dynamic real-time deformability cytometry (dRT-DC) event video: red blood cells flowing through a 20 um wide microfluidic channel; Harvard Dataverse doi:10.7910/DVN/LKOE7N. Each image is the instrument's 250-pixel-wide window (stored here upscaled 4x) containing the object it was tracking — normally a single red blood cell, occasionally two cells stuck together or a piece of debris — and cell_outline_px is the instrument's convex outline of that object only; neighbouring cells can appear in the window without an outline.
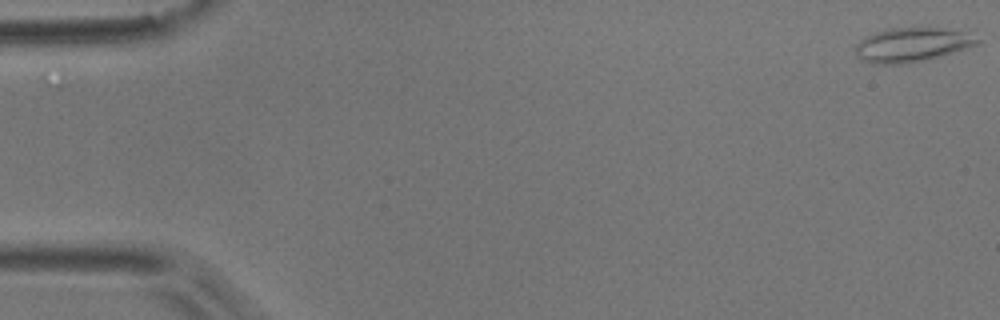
{"species": "common noctule bat (a hibernating species)", "species_latin": "Nyctalus noctula", "temperature_condition": "room temperature", "stored_images_in_passage": 53, "camera_frame_rate_fps": 3000, "um_per_image_px": 0.085, "animal": {"sex": "male", "body_mass_g": 17.9}, "frame": {"image": 1, "passage_image": 1, "time_ms": 0.0, "image_size_px": [1000, 320], "cell_outline_px": [[980, 44], [968, 48], [924, 60], [900, 64], [872, 64], [860, 60], [856, 56], [856, 44], [864, 36], [888, 28], [944, 28], [960, 32], [980, 40]], "centroid_in_image_um": [77.43, 3.82], "position_along_channel_um": 7.6, "area_um2": 24.04}}
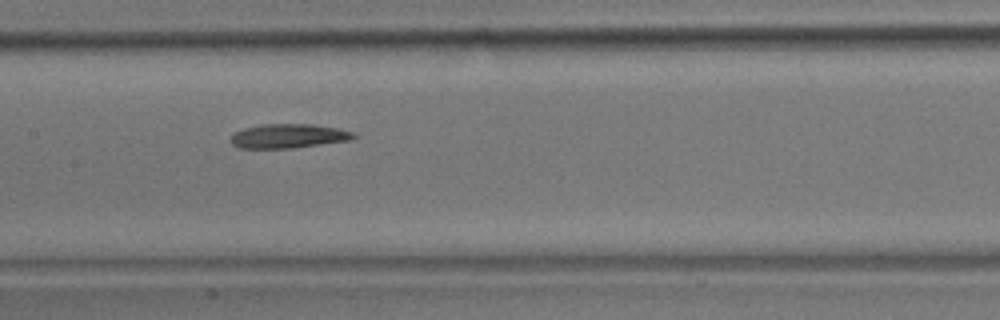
{"frame": {"image": 2, "passage_image": 26, "time_ms": 8.333, "image_size_px": [1000, 320], "cell_outline_px": [[356, 136], [352, 140], [292, 148], [236, 148], [228, 140], [232, 132], [244, 128], [264, 124], [312, 124], [336, 128], [352, 132]], "centroid_in_image_um": [24.44, 11.57], "position_along_channel_um": 183.0, "area_um2": 17.46}}
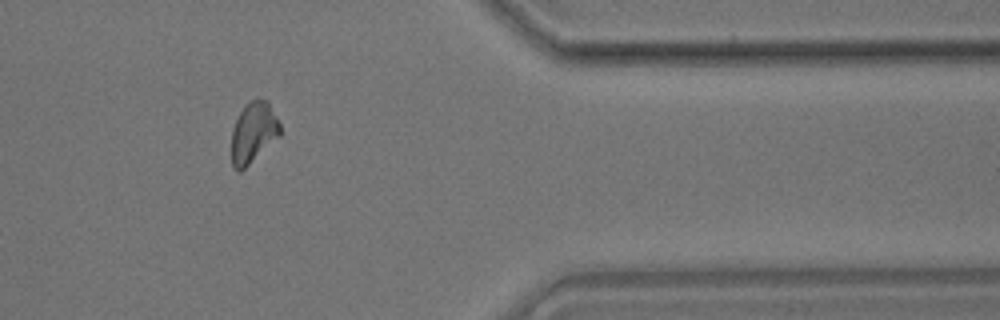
{"frame": {"image": 3, "passage_image": 44, "time_ms": 14.333, "image_size_px": [1000, 320], "cell_outline_px": [[280, 136], [240, 172], [236, 172], [232, 168], [232, 128], [244, 104], [248, 100], [256, 96], [268, 100], [280, 124]], "centroid_in_image_um": [21.53, 11.22], "position_along_channel_um": 389.9, "area_um2": 17.51}}